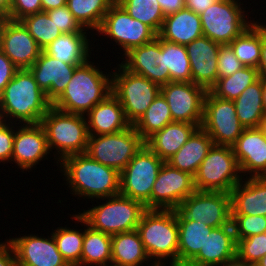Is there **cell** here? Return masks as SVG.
I'll list each match as a JSON object with an SVG mask.
<instances>
[{"instance_id": "1", "label": "cell", "mask_w": 266, "mask_h": 266, "mask_svg": "<svg viewBox=\"0 0 266 266\" xmlns=\"http://www.w3.org/2000/svg\"><path fill=\"white\" fill-rule=\"evenodd\" d=\"M60 173L72 192L83 199L107 198L120 193V173L93 160L88 154H73L60 162Z\"/></svg>"}, {"instance_id": "2", "label": "cell", "mask_w": 266, "mask_h": 266, "mask_svg": "<svg viewBox=\"0 0 266 266\" xmlns=\"http://www.w3.org/2000/svg\"><path fill=\"white\" fill-rule=\"evenodd\" d=\"M51 106L31 71L18 70L0 94V120L38 124Z\"/></svg>"}, {"instance_id": "3", "label": "cell", "mask_w": 266, "mask_h": 266, "mask_svg": "<svg viewBox=\"0 0 266 266\" xmlns=\"http://www.w3.org/2000/svg\"><path fill=\"white\" fill-rule=\"evenodd\" d=\"M92 63V64H91ZM90 58L76 66L72 78L52 106L68 113L86 115L112 90V71L103 73Z\"/></svg>"}, {"instance_id": "4", "label": "cell", "mask_w": 266, "mask_h": 266, "mask_svg": "<svg viewBox=\"0 0 266 266\" xmlns=\"http://www.w3.org/2000/svg\"><path fill=\"white\" fill-rule=\"evenodd\" d=\"M136 230L152 261L150 264L178 265L176 210L146 209Z\"/></svg>"}, {"instance_id": "5", "label": "cell", "mask_w": 266, "mask_h": 266, "mask_svg": "<svg viewBox=\"0 0 266 266\" xmlns=\"http://www.w3.org/2000/svg\"><path fill=\"white\" fill-rule=\"evenodd\" d=\"M40 124L44 128L49 151L55 149L57 166L67 156L86 153L89 138L86 116L51 106Z\"/></svg>"}, {"instance_id": "6", "label": "cell", "mask_w": 266, "mask_h": 266, "mask_svg": "<svg viewBox=\"0 0 266 266\" xmlns=\"http://www.w3.org/2000/svg\"><path fill=\"white\" fill-rule=\"evenodd\" d=\"M101 200L106 201L78 214L92 229L109 235L135 230L146 210L141 202L120 193Z\"/></svg>"}, {"instance_id": "7", "label": "cell", "mask_w": 266, "mask_h": 266, "mask_svg": "<svg viewBox=\"0 0 266 266\" xmlns=\"http://www.w3.org/2000/svg\"><path fill=\"white\" fill-rule=\"evenodd\" d=\"M115 69L116 72H112L111 93L123 107L126 120L134 125L160 93L161 87L146 77L126 70L121 64Z\"/></svg>"}, {"instance_id": "8", "label": "cell", "mask_w": 266, "mask_h": 266, "mask_svg": "<svg viewBox=\"0 0 266 266\" xmlns=\"http://www.w3.org/2000/svg\"><path fill=\"white\" fill-rule=\"evenodd\" d=\"M243 179L231 146L213 145L194 176L195 189L230 193Z\"/></svg>"}, {"instance_id": "9", "label": "cell", "mask_w": 266, "mask_h": 266, "mask_svg": "<svg viewBox=\"0 0 266 266\" xmlns=\"http://www.w3.org/2000/svg\"><path fill=\"white\" fill-rule=\"evenodd\" d=\"M243 5L240 0H218L209 6L200 14L203 36L221 45L240 36L255 22L251 17L247 21L249 16Z\"/></svg>"}, {"instance_id": "10", "label": "cell", "mask_w": 266, "mask_h": 266, "mask_svg": "<svg viewBox=\"0 0 266 266\" xmlns=\"http://www.w3.org/2000/svg\"><path fill=\"white\" fill-rule=\"evenodd\" d=\"M164 161L145 144L120 172V194L151 209V191Z\"/></svg>"}, {"instance_id": "11", "label": "cell", "mask_w": 266, "mask_h": 266, "mask_svg": "<svg viewBox=\"0 0 266 266\" xmlns=\"http://www.w3.org/2000/svg\"><path fill=\"white\" fill-rule=\"evenodd\" d=\"M143 145L144 141L131 125L124 131L89 136L86 154L120 173Z\"/></svg>"}, {"instance_id": "12", "label": "cell", "mask_w": 266, "mask_h": 266, "mask_svg": "<svg viewBox=\"0 0 266 266\" xmlns=\"http://www.w3.org/2000/svg\"><path fill=\"white\" fill-rule=\"evenodd\" d=\"M201 128L214 145L232 146L245 129L237 116L234 101L222 99L207 91Z\"/></svg>"}, {"instance_id": "13", "label": "cell", "mask_w": 266, "mask_h": 266, "mask_svg": "<svg viewBox=\"0 0 266 266\" xmlns=\"http://www.w3.org/2000/svg\"><path fill=\"white\" fill-rule=\"evenodd\" d=\"M97 33L116 42L122 48L123 56L157 37L149 26L132 18L117 2L110 6Z\"/></svg>"}, {"instance_id": "14", "label": "cell", "mask_w": 266, "mask_h": 266, "mask_svg": "<svg viewBox=\"0 0 266 266\" xmlns=\"http://www.w3.org/2000/svg\"><path fill=\"white\" fill-rule=\"evenodd\" d=\"M177 210L189 220L217 228L231 224V195L220 191L196 190L181 202Z\"/></svg>"}, {"instance_id": "15", "label": "cell", "mask_w": 266, "mask_h": 266, "mask_svg": "<svg viewBox=\"0 0 266 266\" xmlns=\"http://www.w3.org/2000/svg\"><path fill=\"white\" fill-rule=\"evenodd\" d=\"M160 93L169 105L172 120L195 124L203 120L204 100L207 90L193 82H173L161 86Z\"/></svg>"}, {"instance_id": "16", "label": "cell", "mask_w": 266, "mask_h": 266, "mask_svg": "<svg viewBox=\"0 0 266 266\" xmlns=\"http://www.w3.org/2000/svg\"><path fill=\"white\" fill-rule=\"evenodd\" d=\"M195 191L193 175L164 162L151 191V209L177 210Z\"/></svg>"}, {"instance_id": "17", "label": "cell", "mask_w": 266, "mask_h": 266, "mask_svg": "<svg viewBox=\"0 0 266 266\" xmlns=\"http://www.w3.org/2000/svg\"><path fill=\"white\" fill-rule=\"evenodd\" d=\"M122 57L120 64L126 70L146 77L160 87L169 83V71H165V40L158 35L153 41L131 49Z\"/></svg>"}, {"instance_id": "18", "label": "cell", "mask_w": 266, "mask_h": 266, "mask_svg": "<svg viewBox=\"0 0 266 266\" xmlns=\"http://www.w3.org/2000/svg\"><path fill=\"white\" fill-rule=\"evenodd\" d=\"M50 234L47 238L25 234L7 239L14 249L17 266H69Z\"/></svg>"}, {"instance_id": "19", "label": "cell", "mask_w": 266, "mask_h": 266, "mask_svg": "<svg viewBox=\"0 0 266 266\" xmlns=\"http://www.w3.org/2000/svg\"><path fill=\"white\" fill-rule=\"evenodd\" d=\"M1 51L19 69H29L42 49L20 21L5 19L1 32Z\"/></svg>"}, {"instance_id": "20", "label": "cell", "mask_w": 266, "mask_h": 266, "mask_svg": "<svg viewBox=\"0 0 266 266\" xmlns=\"http://www.w3.org/2000/svg\"><path fill=\"white\" fill-rule=\"evenodd\" d=\"M13 142L12 161L18 168L28 171L48 159L51 154L47 145L46 134L40 123L16 126Z\"/></svg>"}, {"instance_id": "21", "label": "cell", "mask_w": 266, "mask_h": 266, "mask_svg": "<svg viewBox=\"0 0 266 266\" xmlns=\"http://www.w3.org/2000/svg\"><path fill=\"white\" fill-rule=\"evenodd\" d=\"M220 45L206 36H201L185 45L191 66V82L207 91L218 80L217 57Z\"/></svg>"}, {"instance_id": "22", "label": "cell", "mask_w": 266, "mask_h": 266, "mask_svg": "<svg viewBox=\"0 0 266 266\" xmlns=\"http://www.w3.org/2000/svg\"><path fill=\"white\" fill-rule=\"evenodd\" d=\"M231 147L243 178L266 177V136L259 128L244 129Z\"/></svg>"}, {"instance_id": "23", "label": "cell", "mask_w": 266, "mask_h": 266, "mask_svg": "<svg viewBox=\"0 0 266 266\" xmlns=\"http://www.w3.org/2000/svg\"><path fill=\"white\" fill-rule=\"evenodd\" d=\"M78 65L59 61L43 50L39 58L29 68L39 88L45 92L47 99L53 103L66 89L74 70Z\"/></svg>"}, {"instance_id": "24", "label": "cell", "mask_w": 266, "mask_h": 266, "mask_svg": "<svg viewBox=\"0 0 266 266\" xmlns=\"http://www.w3.org/2000/svg\"><path fill=\"white\" fill-rule=\"evenodd\" d=\"M237 242L232 223L213 228L204 249L186 266H224L236 259Z\"/></svg>"}, {"instance_id": "25", "label": "cell", "mask_w": 266, "mask_h": 266, "mask_svg": "<svg viewBox=\"0 0 266 266\" xmlns=\"http://www.w3.org/2000/svg\"><path fill=\"white\" fill-rule=\"evenodd\" d=\"M230 195L232 215L266 217V177L243 178Z\"/></svg>"}, {"instance_id": "26", "label": "cell", "mask_w": 266, "mask_h": 266, "mask_svg": "<svg viewBox=\"0 0 266 266\" xmlns=\"http://www.w3.org/2000/svg\"><path fill=\"white\" fill-rule=\"evenodd\" d=\"M85 116L88 120L89 136L112 134L131 126L126 120L123 107L112 93L96 104Z\"/></svg>"}, {"instance_id": "27", "label": "cell", "mask_w": 266, "mask_h": 266, "mask_svg": "<svg viewBox=\"0 0 266 266\" xmlns=\"http://www.w3.org/2000/svg\"><path fill=\"white\" fill-rule=\"evenodd\" d=\"M158 36L168 42L187 45L203 36L200 15L184 8L165 16Z\"/></svg>"}, {"instance_id": "28", "label": "cell", "mask_w": 266, "mask_h": 266, "mask_svg": "<svg viewBox=\"0 0 266 266\" xmlns=\"http://www.w3.org/2000/svg\"><path fill=\"white\" fill-rule=\"evenodd\" d=\"M198 128L195 124L173 121L150 136L144 144L166 162L179 151Z\"/></svg>"}, {"instance_id": "29", "label": "cell", "mask_w": 266, "mask_h": 266, "mask_svg": "<svg viewBox=\"0 0 266 266\" xmlns=\"http://www.w3.org/2000/svg\"><path fill=\"white\" fill-rule=\"evenodd\" d=\"M178 223V265L186 266L201 249L213 227L186 219L176 210Z\"/></svg>"}, {"instance_id": "30", "label": "cell", "mask_w": 266, "mask_h": 266, "mask_svg": "<svg viewBox=\"0 0 266 266\" xmlns=\"http://www.w3.org/2000/svg\"><path fill=\"white\" fill-rule=\"evenodd\" d=\"M87 32L63 33L43 49L59 61L71 65H81L91 58L90 39Z\"/></svg>"}, {"instance_id": "31", "label": "cell", "mask_w": 266, "mask_h": 266, "mask_svg": "<svg viewBox=\"0 0 266 266\" xmlns=\"http://www.w3.org/2000/svg\"><path fill=\"white\" fill-rule=\"evenodd\" d=\"M213 145L214 142L209 134L200 127L166 163L173 168L195 176L200 164Z\"/></svg>"}, {"instance_id": "32", "label": "cell", "mask_w": 266, "mask_h": 266, "mask_svg": "<svg viewBox=\"0 0 266 266\" xmlns=\"http://www.w3.org/2000/svg\"><path fill=\"white\" fill-rule=\"evenodd\" d=\"M71 218L84 225V241L80 266H101L111 263L112 235L92 229L79 215H71Z\"/></svg>"}, {"instance_id": "33", "label": "cell", "mask_w": 266, "mask_h": 266, "mask_svg": "<svg viewBox=\"0 0 266 266\" xmlns=\"http://www.w3.org/2000/svg\"><path fill=\"white\" fill-rule=\"evenodd\" d=\"M147 263H146V262ZM151 262L137 230L112 235L111 262L122 266H144Z\"/></svg>"}, {"instance_id": "34", "label": "cell", "mask_w": 266, "mask_h": 266, "mask_svg": "<svg viewBox=\"0 0 266 266\" xmlns=\"http://www.w3.org/2000/svg\"><path fill=\"white\" fill-rule=\"evenodd\" d=\"M263 78L248 86L235 100L236 113L245 128H259L264 116Z\"/></svg>"}, {"instance_id": "35", "label": "cell", "mask_w": 266, "mask_h": 266, "mask_svg": "<svg viewBox=\"0 0 266 266\" xmlns=\"http://www.w3.org/2000/svg\"><path fill=\"white\" fill-rule=\"evenodd\" d=\"M256 21L240 36L229 43L239 61L248 67L258 68L261 58L262 23Z\"/></svg>"}, {"instance_id": "36", "label": "cell", "mask_w": 266, "mask_h": 266, "mask_svg": "<svg viewBox=\"0 0 266 266\" xmlns=\"http://www.w3.org/2000/svg\"><path fill=\"white\" fill-rule=\"evenodd\" d=\"M113 3V0H67V7L83 29L97 32Z\"/></svg>"}, {"instance_id": "37", "label": "cell", "mask_w": 266, "mask_h": 266, "mask_svg": "<svg viewBox=\"0 0 266 266\" xmlns=\"http://www.w3.org/2000/svg\"><path fill=\"white\" fill-rule=\"evenodd\" d=\"M173 122L169 105L159 93L145 113L133 125L141 139L145 142L150 136Z\"/></svg>"}, {"instance_id": "38", "label": "cell", "mask_w": 266, "mask_h": 266, "mask_svg": "<svg viewBox=\"0 0 266 266\" xmlns=\"http://www.w3.org/2000/svg\"><path fill=\"white\" fill-rule=\"evenodd\" d=\"M259 79L257 68L244 66L228 77L218 78L209 91L216 97L234 101L248 86Z\"/></svg>"}, {"instance_id": "39", "label": "cell", "mask_w": 266, "mask_h": 266, "mask_svg": "<svg viewBox=\"0 0 266 266\" xmlns=\"http://www.w3.org/2000/svg\"><path fill=\"white\" fill-rule=\"evenodd\" d=\"M117 3L158 35L165 16L157 0H119Z\"/></svg>"}, {"instance_id": "40", "label": "cell", "mask_w": 266, "mask_h": 266, "mask_svg": "<svg viewBox=\"0 0 266 266\" xmlns=\"http://www.w3.org/2000/svg\"><path fill=\"white\" fill-rule=\"evenodd\" d=\"M66 227L56 228L52 234L59 252L69 266H80L84 230ZM83 230V231H82Z\"/></svg>"}, {"instance_id": "41", "label": "cell", "mask_w": 266, "mask_h": 266, "mask_svg": "<svg viewBox=\"0 0 266 266\" xmlns=\"http://www.w3.org/2000/svg\"><path fill=\"white\" fill-rule=\"evenodd\" d=\"M43 50L63 33L51 20L46 11L25 16L19 20Z\"/></svg>"}, {"instance_id": "42", "label": "cell", "mask_w": 266, "mask_h": 266, "mask_svg": "<svg viewBox=\"0 0 266 266\" xmlns=\"http://www.w3.org/2000/svg\"><path fill=\"white\" fill-rule=\"evenodd\" d=\"M165 71H169V82H191V66L185 45L165 40Z\"/></svg>"}, {"instance_id": "43", "label": "cell", "mask_w": 266, "mask_h": 266, "mask_svg": "<svg viewBox=\"0 0 266 266\" xmlns=\"http://www.w3.org/2000/svg\"><path fill=\"white\" fill-rule=\"evenodd\" d=\"M266 255V232L237 241L236 259L253 265Z\"/></svg>"}, {"instance_id": "44", "label": "cell", "mask_w": 266, "mask_h": 266, "mask_svg": "<svg viewBox=\"0 0 266 266\" xmlns=\"http://www.w3.org/2000/svg\"><path fill=\"white\" fill-rule=\"evenodd\" d=\"M236 242L249 236L266 232V217L255 215H232Z\"/></svg>"}, {"instance_id": "45", "label": "cell", "mask_w": 266, "mask_h": 266, "mask_svg": "<svg viewBox=\"0 0 266 266\" xmlns=\"http://www.w3.org/2000/svg\"><path fill=\"white\" fill-rule=\"evenodd\" d=\"M217 62L218 78L228 77L244 67L229 44L220 45Z\"/></svg>"}, {"instance_id": "46", "label": "cell", "mask_w": 266, "mask_h": 266, "mask_svg": "<svg viewBox=\"0 0 266 266\" xmlns=\"http://www.w3.org/2000/svg\"><path fill=\"white\" fill-rule=\"evenodd\" d=\"M46 13L62 33L88 31L79 25L73 14L69 11L67 5L46 11Z\"/></svg>"}, {"instance_id": "47", "label": "cell", "mask_w": 266, "mask_h": 266, "mask_svg": "<svg viewBox=\"0 0 266 266\" xmlns=\"http://www.w3.org/2000/svg\"><path fill=\"white\" fill-rule=\"evenodd\" d=\"M16 124L18 125V123L0 120V163L2 162L3 165L4 163H10L12 161Z\"/></svg>"}, {"instance_id": "48", "label": "cell", "mask_w": 266, "mask_h": 266, "mask_svg": "<svg viewBox=\"0 0 266 266\" xmlns=\"http://www.w3.org/2000/svg\"><path fill=\"white\" fill-rule=\"evenodd\" d=\"M42 11L41 0H12L10 20L19 21L25 16Z\"/></svg>"}, {"instance_id": "49", "label": "cell", "mask_w": 266, "mask_h": 266, "mask_svg": "<svg viewBox=\"0 0 266 266\" xmlns=\"http://www.w3.org/2000/svg\"><path fill=\"white\" fill-rule=\"evenodd\" d=\"M18 70L12 61L0 51V94Z\"/></svg>"}, {"instance_id": "50", "label": "cell", "mask_w": 266, "mask_h": 266, "mask_svg": "<svg viewBox=\"0 0 266 266\" xmlns=\"http://www.w3.org/2000/svg\"><path fill=\"white\" fill-rule=\"evenodd\" d=\"M0 242V266H17L16 256L8 240Z\"/></svg>"}, {"instance_id": "51", "label": "cell", "mask_w": 266, "mask_h": 266, "mask_svg": "<svg viewBox=\"0 0 266 266\" xmlns=\"http://www.w3.org/2000/svg\"><path fill=\"white\" fill-rule=\"evenodd\" d=\"M164 13V16L176 13L186 8L185 0H157Z\"/></svg>"}, {"instance_id": "52", "label": "cell", "mask_w": 266, "mask_h": 266, "mask_svg": "<svg viewBox=\"0 0 266 266\" xmlns=\"http://www.w3.org/2000/svg\"><path fill=\"white\" fill-rule=\"evenodd\" d=\"M216 1L218 0H185V6L200 15Z\"/></svg>"}, {"instance_id": "53", "label": "cell", "mask_w": 266, "mask_h": 266, "mask_svg": "<svg viewBox=\"0 0 266 266\" xmlns=\"http://www.w3.org/2000/svg\"><path fill=\"white\" fill-rule=\"evenodd\" d=\"M264 24V25H263ZM260 78H266V24L262 22L261 58L258 66Z\"/></svg>"}, {"instance_id": "54", "label": "cell", "mask_w": 266, "mask_h": 266, "mask_svg": "<svg viewBox=\"0 0 266 266\" xmlns=\"http://www.w3.org/2000/svg\"><path fill=\"white\" fill-rule=\"evenodd\" d=\"M42 11H49L67 5V0H41Z\"/></svg>"}, {"instance_id": "55", "label": "cell", "mask_w": 266, "mask_h": 266, "mask_svg": "<svg viewBox=\"0 0 266 266\" xmlns=\"http://www.w3.org/2000/svg\"><path fill=\"white\" fill-rule=\"evenodd\" d=\"M11 0H0V17L10 19Z\"/></svg>"}, {"instance_id": "56", "label": "cell", "mask_w": 266, "mask_h": 266, "mask_svg": "<svg viewBox=\"0 0 266 266\" xmlns=\"http://www.w3.org/2000/svg\"><path fill=\"white\" fill-rule=\"evenodd\" d=\"M262 100H263L264 112L266 113V78H263V94H262Z\"/></svg>"}, {"instance_id": "57", "label": "cell", "mask_w": 266, "mask_h": 266, "mask_svg": "<svg viewBox=\"0 0 266 266\" xmlns=\"http://www.w3.org/2000/svg\"><path fill=\"white\" fill-rule=\"evenodd\" d=\"M224 266H253V265H249L243 262L238 261L237 259L226 263Z\"/></svg>"}, {"instance_id": "58", "label": "cell", "mask_w": 266, "mask_h": 266, "mask_svg": "<svg viewBox=\"0 0 266 266\" xmlns=\"http://www.w3.org/2000/svg\"><path fill=\"white\" fill-rule=\"evenodd\" d=\"M259 129L266 136V113L264 114V116L261 119V123H260Z\"/></svg>"}, {"instance_id": "59", "label": "cell", "mask_w": 266, "mask_h": 266, "mask_svg": "<svg viewBox=\"0 0 266 266\" xmlns=\"http://www.w3.org/2000/svg\"><path fill=\"white\" fill-rule=\"evenodd\" d=\"M255 266H266V255L263 256L256 264Z\"/></svg>"}, {"instance_id": "60", "label": "cell", "mask_w": 266, "mask_h": 266, "mask_svg": "<svg viewBox=\"0 0 266 266\" xmlns=\"http://www.w3.org/2000/svg\"><path fill=\"white\" fill-rule=\"evenodd\" d=\"M4 20H5L4 18L0 17V51H1V32H2Z\"/></svg>"}, {"instance_id": "61", "label": "cell", "mask_w": 266, "mask_h": 266, "mask_svg": "<svg viewBox=\"0 0 266 266\" xmlns=\"http://www.w3.org/2000/svg\"><path fill=\"white\" fill-rule=\"evenodd\" d=\"M101 266H122V265H118V264H114V263H110V265H109V263H107V264H104V265H101Z\"/></svg>"}, {"instance_id": "62", "label": "cell", "mask_w": 266, "mask_h": 266, "mask_svg": "<svg viewBox=\"0 0 266 266\" xmlns=\"http://www.w3.org/2000/svg\"><path fill=\"white\" fill-rule=\"evenodd\" d=\"M150 266H167L166 264H152Z\"/></svg>"}, {"instance_id": "63", "label": "cell", "mask_w": 266, "mask_h": 266, "mask_svg": "<svg viewBox=\"0 0 266 266\" xmlns=\"http://www.w3.org/2000/svg\"><path fill=\"white\" fill-rule=\"evenodd\" d=\"M168 266H184V265H170V264H169Z\"/></svg>"}]
</instances>
